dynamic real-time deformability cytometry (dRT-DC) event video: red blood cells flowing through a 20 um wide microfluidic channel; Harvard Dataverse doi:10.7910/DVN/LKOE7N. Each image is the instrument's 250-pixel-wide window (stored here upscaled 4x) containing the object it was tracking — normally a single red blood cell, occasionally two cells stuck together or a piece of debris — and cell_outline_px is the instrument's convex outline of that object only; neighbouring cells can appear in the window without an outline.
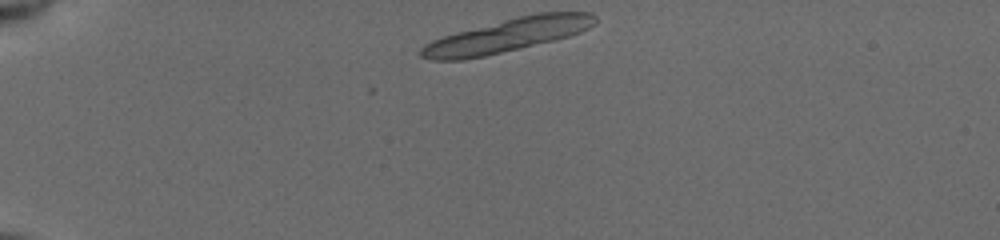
{"species": "common noctule bat (a hibernating species)", "species_latin": "Nyctalus noctula", "temperature_condition": "cold", "stored_images_in_passage": 8, "camera_frame_rate_fps": 3000, "um_per_image_px": 0.085, "animal": {"sex": "female", "body_mass_g": 19.5, "forearm_length_mm": 54.1}, "frame": {"image": 1, "passage_image": 1, "time_ms": 0.0, "image_size_px": [1000, 240], "cell_outline_px": [[596, 24], [580, 32], [568, 36], [520, 48], [484, 56], [460, 60], [432, 60], [420, 56], [420, 48], [424, 44], [432, 40], [456, 32], [536, 12], [588, 12], [596, 16]], "centroid_in_image_um": [43.11, 3.0], "position_along_channel_um": 41.9, "area_um2": 33.47}}